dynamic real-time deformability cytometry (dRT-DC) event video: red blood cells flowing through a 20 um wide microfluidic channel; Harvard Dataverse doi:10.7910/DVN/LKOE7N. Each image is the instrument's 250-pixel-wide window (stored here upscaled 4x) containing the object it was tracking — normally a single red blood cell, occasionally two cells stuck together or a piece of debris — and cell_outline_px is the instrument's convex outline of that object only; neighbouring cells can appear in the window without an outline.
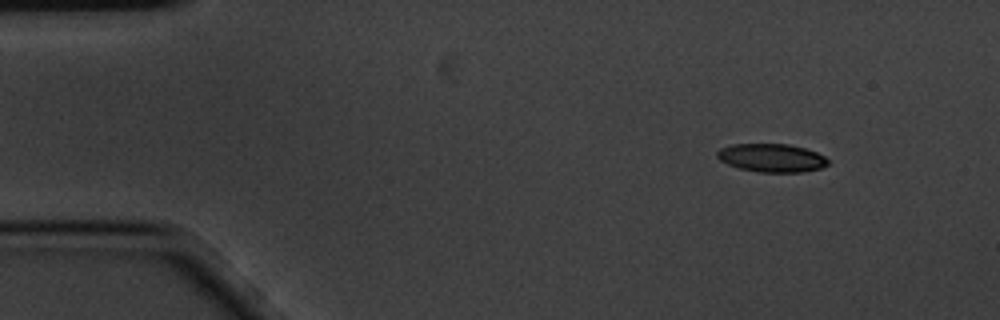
{"species": "common noctule bat (a hibernating species)", "species_latin": "Nyctalus noctula", "temperature_condition": "cold", "stored_images_in_passage": 4, "camera_frame_rate_fps": 3000, "um_per_image_px": 0.085, "animal": {"sex": "male", "body_mass_g": 20.1, "forearm_length_mm": 53.5}, "frame": {"image": 1, "passage_image": 1, "time_ms": 0.0, "image_size_px": [1000, 320], "cell_outline_px": [[828, 164], [820, 168], [800, 172], [756, 172], [740, 168], [728, 164], [720, 160], [716, 156], [716, 152], [720, 148], [732, 144], [788, 144], [804, 148], [816, 152], [824, 156], [828, 160]], "centroid_in_image_um": [65.56, 13.41], "position_along_channel_um": 19.4, "area_um2": 18.21}}
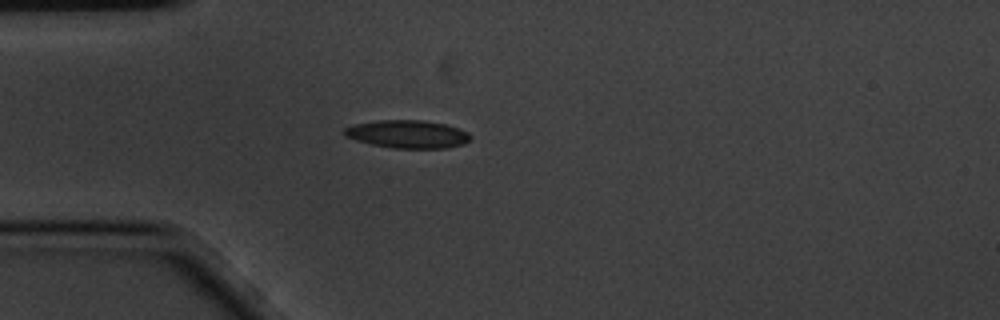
{"frame": {"image": 2, "passage_image": 3, "time_ms": 0.667, "image_size_px": [1000, 320], "cell_outline_px": [[472, 136], [464, 144], [444, 148], [392, 148], [372, 144], [356, 140], [344, 136], [340, 132], [344, 128], [352, 124], [376, 120], [420, 120], [444, 124], [460, 128], [468, 132]], "centroid_in_image_um": [34.6, 11.39], "position_along_channel_um": 50.4, "area_um2": 20.69}}